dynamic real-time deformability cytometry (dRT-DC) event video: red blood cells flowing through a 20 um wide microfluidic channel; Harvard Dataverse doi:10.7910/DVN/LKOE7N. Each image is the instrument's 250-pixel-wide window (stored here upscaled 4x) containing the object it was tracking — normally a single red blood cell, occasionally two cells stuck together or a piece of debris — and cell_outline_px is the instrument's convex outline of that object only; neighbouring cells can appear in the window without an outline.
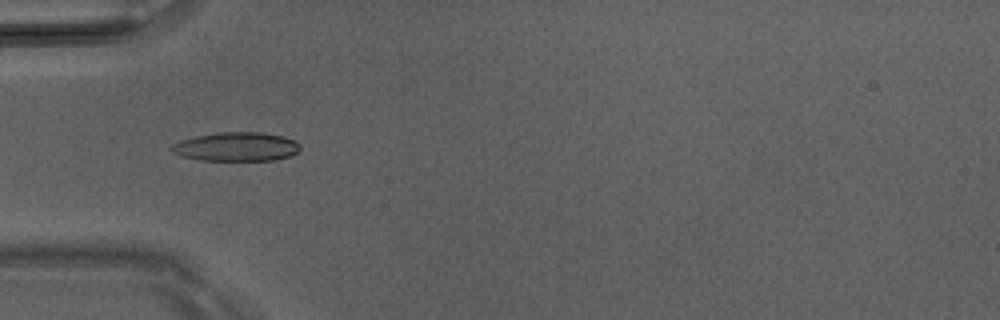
{"species": "Egyptian fruit bat (a non-hibernating species)", "species_latin": "Rousettus aegyptiacus", "temperature_condition": "room temperature", "stored_images_in_passage": 50, "camera_frame_rate_fps": 3000, "um_per_image_px": 0.085, "animal": {"sex": "male"}, "frame": {"image": 1, "passage_image": 16, "time_ms": 5.0, "image_size_px": [1000, 320], "cell_outline_px": [[300, 148], [292, 156], [276, 160], [200, 160], [180, 156], [172, 152], [168, 148], [172, 144], [180, 140], [196, 136], [220, 132], [260, 132], [284, 136], [300, 144]], "centroid_in_image_um": [20.06, 12.47], "position_along_channel_um": 64.9, "area_um2": 21.79}}
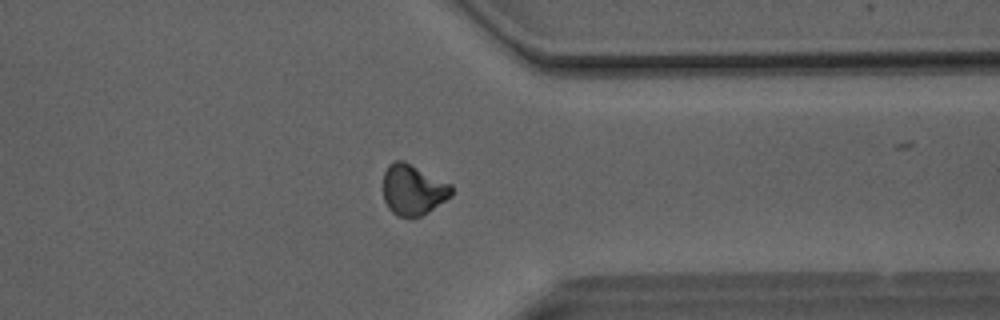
{"frame": {"image": 2, "passage_image": 39, "time_ms": 12.667, "image_size_px": [1000, 320], "cell_outline_px": [[452, 196], [428, 212], [412, 220], [400, 216], [392, 212], [388, 208], [384, 200], [384, 172], [388, 164], [396, 160], [404, 160], [452, 184]], "centroid_in_image_um": [35.12, 16.14], "position_along_channel_um": 376.3, "area_um2": 20.46}}
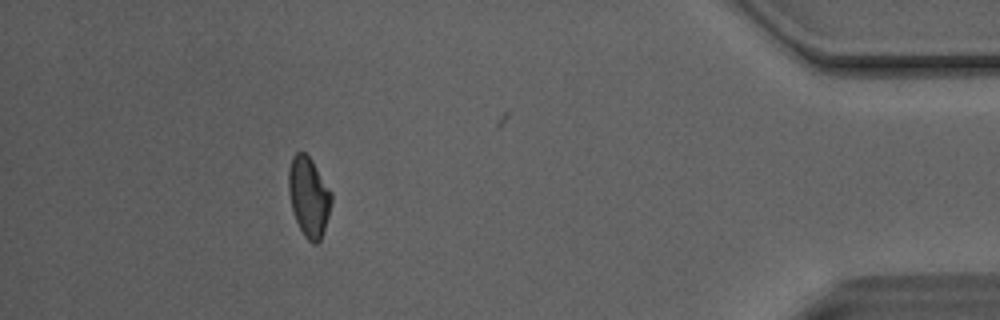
{"frame": {"image": 3, "passage_image": 45, "time_ms": 14.667, "image_size_px": [1000, 320], "cell_outline_px": [[332, 200], [328, 216], [320, 240], [316, 244], [312, 244], [304, 236], [296, 220], [292, 208], [288, 188], [288, 172], [292, 156], [296, 152], [304, 152], [312, 160], [332, 192]], "centroid_in_image_um": [26.24, 16.71], "position_along_channel_um": 409.0, "area_um2": 19.77}, "authors_computed_cell_mechanics": {"area_um2": 20.1722, "velocity_mm_per_s": 4.1313, "shape_relaxation_time_tau1_ms": 6.8047, "shape_relaxation_time_tau2_ms": 6.2033, "deformation_change_tau1": 0.1716, "deformation_change_tau2": 0.1138}}